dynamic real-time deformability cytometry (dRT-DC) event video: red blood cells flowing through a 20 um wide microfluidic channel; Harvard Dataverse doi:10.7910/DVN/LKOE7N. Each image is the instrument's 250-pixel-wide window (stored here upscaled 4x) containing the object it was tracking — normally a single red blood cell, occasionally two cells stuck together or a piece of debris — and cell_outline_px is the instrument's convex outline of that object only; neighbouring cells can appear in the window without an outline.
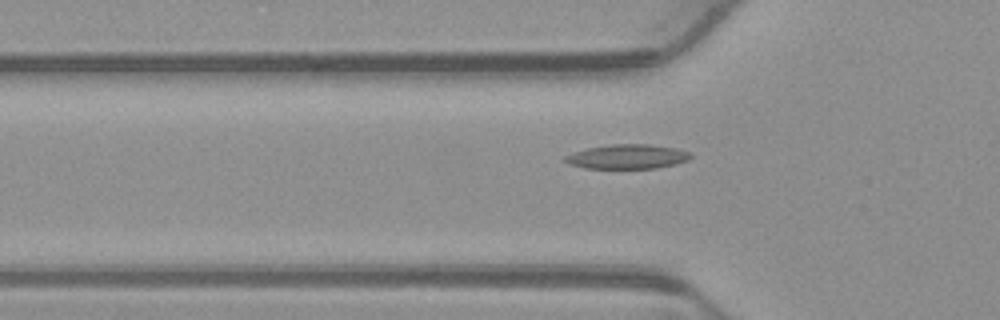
{"species": "common noctule bat (a hibernating species)", "species_latin": "Nyctalus noctula", "temperature_condition": "warm", "stored_images_in_passage": 49, "camera_frame_rate_fps": 3000, "um_per_image_px": 0.085, "animal": {"sex": "male", "body_mass_g": 23.1, "forearm_length_mm": 52.7}, "frame": {"image": 1, "passage_image": 18, "time_ms": 5.667, "image_size_px": [1000, 320], "cell_outline_px": [[692, 156], [688, 160], [676, 164], [656, 168], [584, 168], [568, 164], [564, 160], [564, 156], [572, 152], [588, 148], [612, 144], [648, 144], [676, 148], [692, 152]], "centroid_in_image_um": [53.33, 13.31], "position_along_channel_um": 72.5, "area_um2": 17.98}}
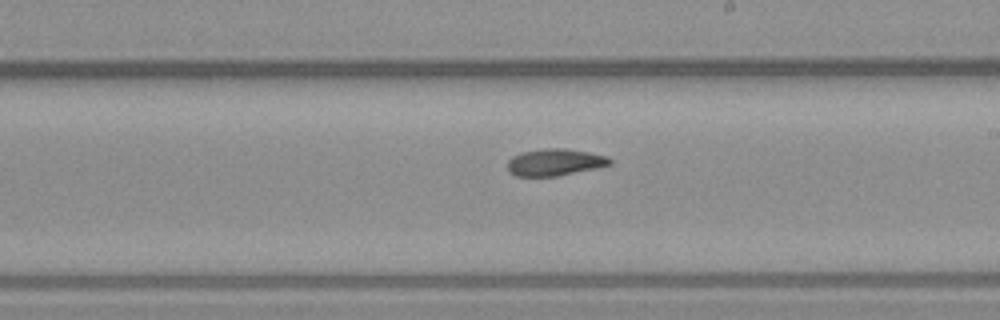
{"frame": {"image": 2, "passage_image": 31, "time_ms": 10.0, "image_size_px": [1000, 320], "cell_outline_px": [[612, 164], [596, 168], [556, 176], [516, 176], [508, 172], [508, 160], [512, 156], [520, 152], [544, 148], [564, 148], [588, 152], [608, 156], [612, 160]], "centroid_in_image_um": [47.15, 13.78], "position_along_channel_um": 241.9, "area_um2": 16.13}}
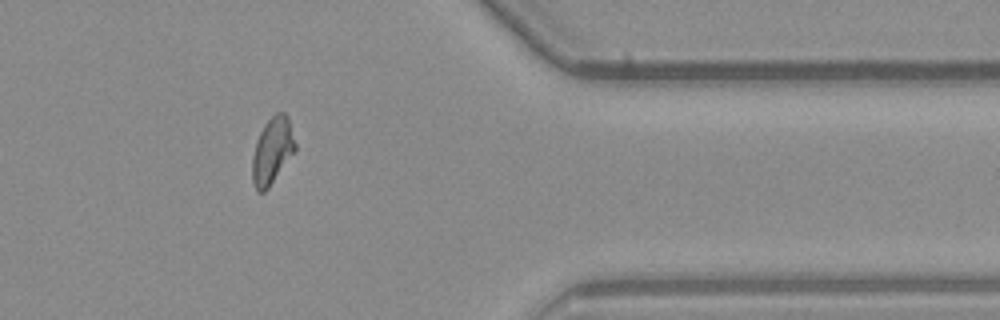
{"frame": {"image": 3, "passage_image": 44, "time_ms": 14.333, "image_size_px": [1000, 320], "cell_outline_px": [[296, 148], [268, 188], [264, 192], [256, 192], [252, 180], [252, 156], [256, 140], [264, 124], [276, 112], [284, 112], [288, 116], [296, 144]], "centroid_in_image_um": [23.12, 12.8], "position_along_channel_um": 388.3, "area_um2": 16.53}, "authors_computed_cell_mechanics": {"area_um2": 16.5886, "velocity_mm_per_s": 3.8801, "shape_relaxation_time_tau1_ms": null, "shape_relaxation_time_tau2_ms": 5.2607, "deformation_change_tau1": null, "deformation_change_tau2": 0.0965}}